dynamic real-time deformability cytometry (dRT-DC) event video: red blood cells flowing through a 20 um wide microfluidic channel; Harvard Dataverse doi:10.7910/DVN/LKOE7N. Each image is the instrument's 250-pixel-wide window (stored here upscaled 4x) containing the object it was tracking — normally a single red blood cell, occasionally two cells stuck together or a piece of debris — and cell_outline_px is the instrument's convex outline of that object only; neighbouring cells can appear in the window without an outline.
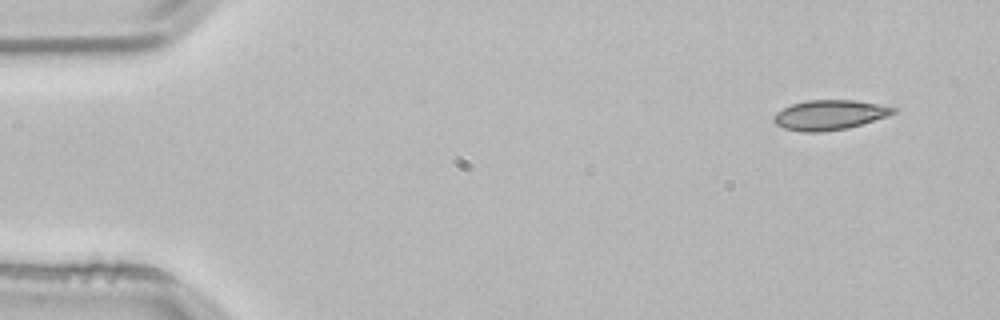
{"species": "common noctule bat (a hibernating species)", "species_latin": "Nyctalus noctula", "temperature_condition": "room temperature", "stored_images_in_passage": 3, "segment_of_instrument_passage": [2, 2], "camera_frame_rate_fps": 3000, "um_per_image_px": 0.085, "animal": {"sex": "male", "body_mass_g": 21.5, "forearm_length_mm": 52.0}, "frame": {"image": 1, "passage_image": 3, "time_ms": 0.667, "image_size_px": [1000, 320], "cell_outline_px": [[900, 108], [896, 112], [888, 116], [848, 128], [820, 132], [800, 132], [784, 128], [776, 124], [772, 120], [772, 116], [776, 112], [792, 104], [808, 100], [852, 100], [880, 104]], "centroid_in_image_um": [70.52, 9.77], "position_along_channel_um": 14.5, "area_um2": 20.92}}